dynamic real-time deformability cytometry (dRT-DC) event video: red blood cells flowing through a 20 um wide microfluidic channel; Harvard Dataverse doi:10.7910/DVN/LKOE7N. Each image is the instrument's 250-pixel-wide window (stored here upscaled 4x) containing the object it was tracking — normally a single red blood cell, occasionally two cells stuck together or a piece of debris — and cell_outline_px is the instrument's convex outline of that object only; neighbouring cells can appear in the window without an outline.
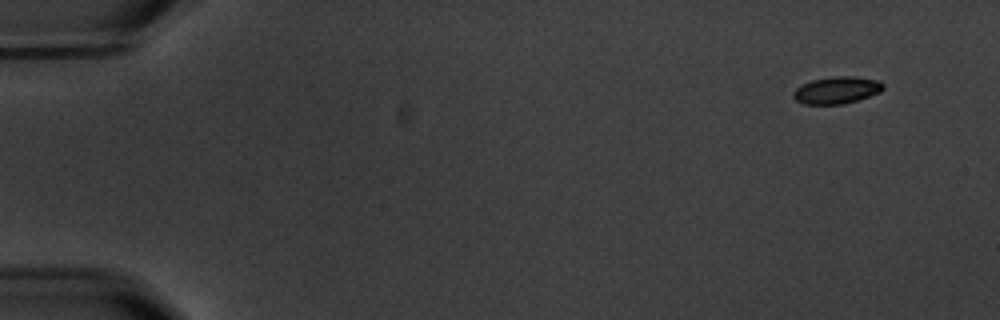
{"species": "common noctule bat (a hibernating species)", "species_latin": "Nyctalus noctula", "temperature_condition": "warm", "stored_images_in_passage": 5, "camera_frame_rate_fps": 3000, "um_per_image_px": 0.085, "animal": {"sex": "male", "body_mass_g": 20.1, "forearm_length_mm": 53.5}, "frame": {"image": 1, "passage_image": 1, "time_ms": 0.0, "image_size_px": [1000, 320], "cell_outline_px": [[884, 88], [880, 92], [844, 104], [804, 104], [796, 100], [792, 96], [792, 92], [796, 88], [812, 80], [832, 76], [852, 76], [880, 80], [884, 84]], "centroid_in_image_um": [71.13, 7.65], "position_along_channel_um": 13.9, "area_um2": 14.16}}